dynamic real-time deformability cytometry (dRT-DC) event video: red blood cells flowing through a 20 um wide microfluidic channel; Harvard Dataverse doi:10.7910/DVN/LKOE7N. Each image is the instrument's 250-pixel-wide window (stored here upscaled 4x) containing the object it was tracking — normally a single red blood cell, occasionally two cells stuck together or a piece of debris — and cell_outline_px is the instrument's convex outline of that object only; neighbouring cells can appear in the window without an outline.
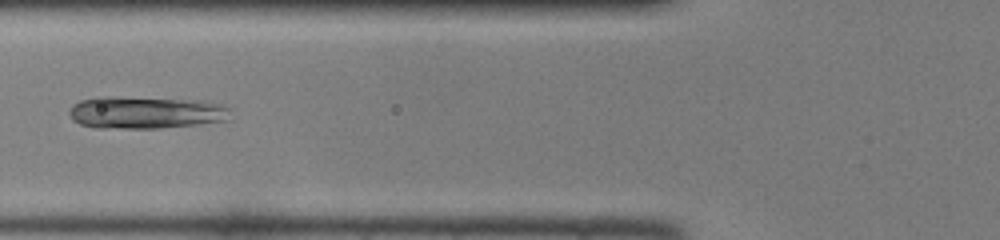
{"species": "common noctule bat (a hibernating species)", "species_latin": "Nyctalus noctula", "temperature_condition": "room temperature", "stored_images_in_passage": 32, "camera_frame_rate_fps": 3000, "um_per_image_px": 0.085, "animal": {"sex": "female", "body_mass_g": 22.0, "forearm_length_mm": 56.7}, "frame": {"image": 1, "passage_image": 4, "time_ms": 1.0, "image_size_px": [1000, 240], "cell_outline_px": [[232, 120], [200, 124], [160, 128], [96, 128], [80, 124], [72, 120], [68, 112], [72, 104], [80, 100], [96, 96], [116, 96], [204, 100], [224, 104], [232, 108]], "centroid_in_image_um": [12.45, 9.55], "position_along_channel_um": 113.4, "area_um2": 31.39}}
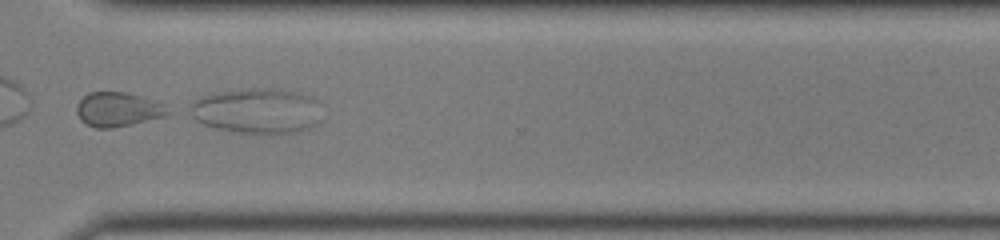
{"frame": {"image": 2, "passage_image": 21, "time_ms": 6.667, "image_size_px": [1000, 240], "cell_outline_px": [[172, 112], [164, 116], [132, 124], [112, 128], [96, 128], [80, 120], [76, 112], [76, 104], [88, 92], [124, 92], [140, 96], [164, 104]], "centroid_in_image_um": [10.01, 9.3], "position_along_channel_um": 360.6, "area_um2": 18.15}}